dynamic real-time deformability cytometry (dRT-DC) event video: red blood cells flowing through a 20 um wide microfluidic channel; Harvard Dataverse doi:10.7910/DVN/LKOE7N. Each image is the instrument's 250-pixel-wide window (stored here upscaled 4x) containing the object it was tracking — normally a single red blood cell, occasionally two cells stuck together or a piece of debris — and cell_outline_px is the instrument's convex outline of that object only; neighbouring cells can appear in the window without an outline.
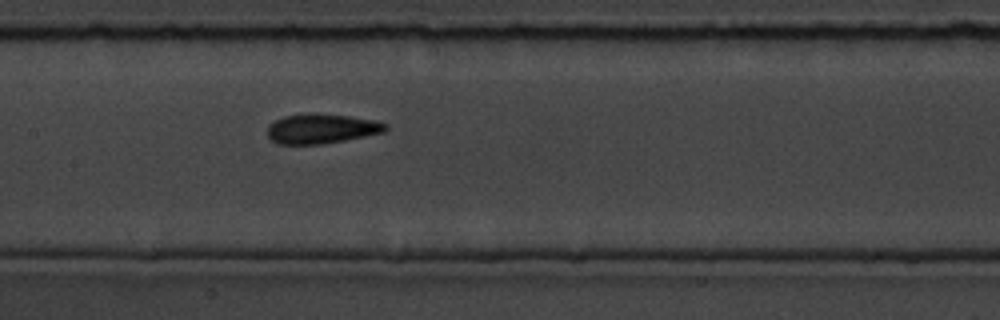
{"species": "common noctule bat (a hibernating species)", "species_latin": "Nyctalus noctula", "temperature_condition": "room temperature", "stored_images_in_passage": 9, "camera_frame_rate_fps": 3000, "um_per_image_px": 0.085, "animal": {"sex": "male", "body_mass_g": 19.5, "forearm_length_mm": 54.6}, "frame": {"image": 1, "passage_image": 9, "time_ms": 10.0, "image_size_px": [1000, 320], "cell_outline_px": [[388, 128], [384, 132], [324, 144], [276, 144], [268, 136], [268, 124], [284, 116], [348, 116], [376, 120], [388, 124]], "centroid_in_image_um": [27.35, 10.98], "position_along_channel_um": 180.1, "area_um2": 19.65}}